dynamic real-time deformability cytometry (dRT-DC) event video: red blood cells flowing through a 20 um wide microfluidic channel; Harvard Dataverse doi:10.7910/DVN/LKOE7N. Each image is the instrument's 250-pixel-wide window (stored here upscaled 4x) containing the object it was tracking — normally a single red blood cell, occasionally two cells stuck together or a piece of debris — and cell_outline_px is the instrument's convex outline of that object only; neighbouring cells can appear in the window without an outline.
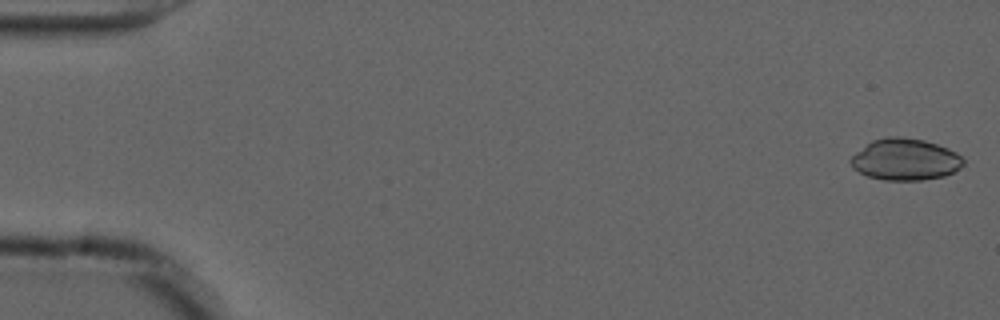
{"species": "common noctule bat (a hibernating species)", "species_latin": "Nyctalus noctula", "temperature_condition": "cold", "stored_images_in_passage": 3, "camera_frame_rate_fps": 3000, "um_per_image_px": 0.085, "animal": {"sex": "male", "forearm_length_mm": 52.5}, "frame": {"image": 1, "passage_image": 1, "time_ms": 0.0, "image_size_px": [1000, 320], "cell_outline_px": [[964, 164], [960, 168], [944, 176], [924, 180], [884, 180], [868, 176], [852, 168], [848, 160], [856, 152], [872, 140], [884, 136], [900, 136], [924, 140], [948, 148], [956, 152], [964, 160]], "centroid_in_image_um": [76.92, 13.55], "position_along_channel_um": 8.1, "area_um2": 27.46}}